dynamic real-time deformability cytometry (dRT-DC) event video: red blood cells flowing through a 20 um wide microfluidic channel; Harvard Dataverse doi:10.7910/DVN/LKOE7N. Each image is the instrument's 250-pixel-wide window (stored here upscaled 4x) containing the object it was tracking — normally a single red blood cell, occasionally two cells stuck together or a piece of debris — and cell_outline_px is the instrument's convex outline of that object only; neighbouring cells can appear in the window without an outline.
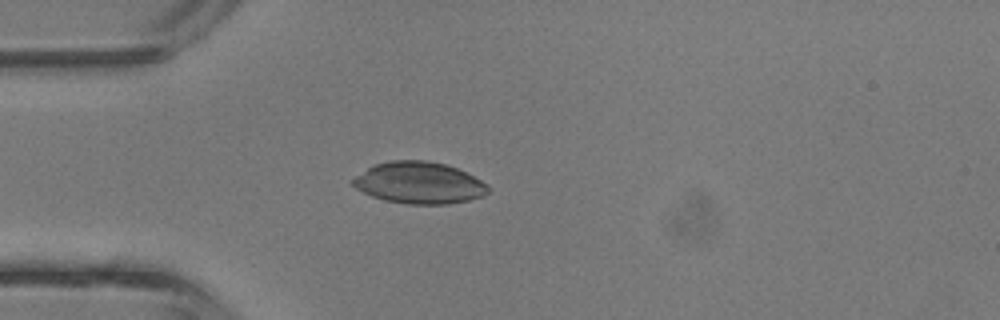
{"species": "common noctule bat (a hibernating species)", "species_latin": "Nyctalus noctula", "temperature_condition": "room temperature", "stored_images_in_passage": 31, "camera_frame_rate_fps": 3000, "um_per_image_px": 0.085, "animal": {"sex": "male", "body_mass_g": 13.3}, "frame": {"image": 1, "passage_image": 1, "time_ms": 0.0, "image_size_px": [1000, 320], "cell_outline_px": [[492, 188], [484, 196], [468, 200], [448, 204], [408, 204], [384, 200], [372, 196], [356, 188], [352, 184], [352, 180], [356, 176], [368, 168], [376, 164], [392, 160], [424, 160], [444, 164], [456, 168], [488, 184]], "centroid_in_image_um": [35.65, 15.55], "position_along_channel_um": 49.4, "area_um2": 32.66}}
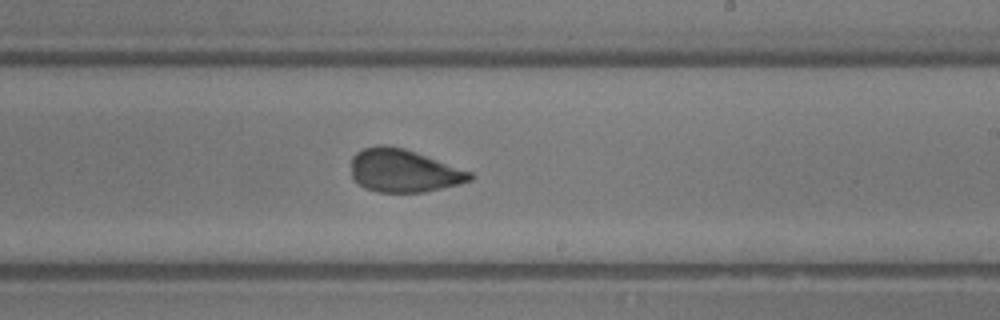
{"frame": {"image": 2, "passage_image": 14, "time_ms": 4.333, "image_size_px": [1000, 320], "cell_outline_px": [[476, 176], [472, 180], [460, 184], [424, 192], [376, 192], [364, 188], [352, 176], [352, 156], [356, 152], [364, 148], [376, 144], [384, 144], [404, 148], [416, 152], [472, 172]], "centroid_in_image_um": [34.32, 14.5], "position_along_channel_um": 254.7, "area_um2": 29.88}}
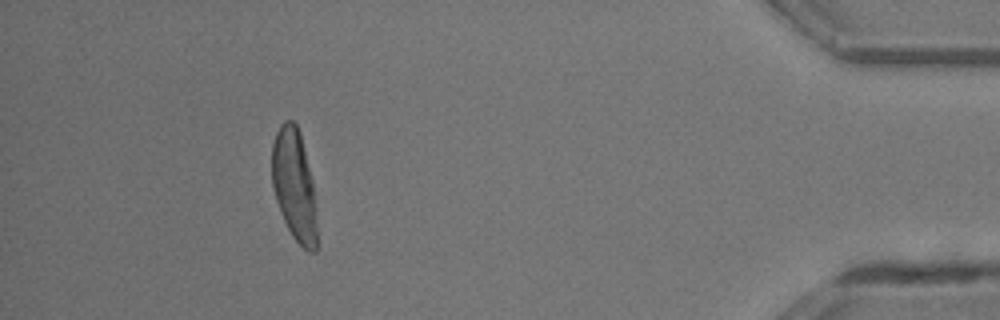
{"frame": {"image": 3, "passage_image": 27, "time_ms": 8.667, "image_size_px": [1000, 320], "cell_outline_px": [[316, 252], [308, 252], [292, 236], [284, 220], [276, 200], [272, 184], [272, 144], [276, 132], [280, 124], [284, 120], [292, 120], [296, 124], [300, 132], [312, 180], [316, 208]], "centroid_in_image_um": [25.0, 15.71], "position_along_channel_um": 410.2, "area_um2": 29.13}}